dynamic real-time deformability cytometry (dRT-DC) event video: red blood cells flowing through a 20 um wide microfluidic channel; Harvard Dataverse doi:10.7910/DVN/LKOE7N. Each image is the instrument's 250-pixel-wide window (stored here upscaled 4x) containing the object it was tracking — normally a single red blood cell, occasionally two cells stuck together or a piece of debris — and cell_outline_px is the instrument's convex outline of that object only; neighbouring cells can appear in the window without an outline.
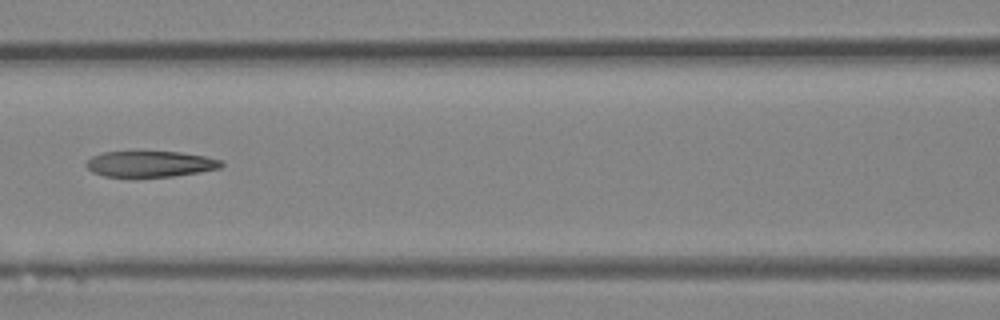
{"species": "Egyptian fruit bat (a non-hibernating species)", "species_latin": "Rousettus aegyptiacus", "temperature_condition": "room temperature", "stored_images_in_passage": 42, "camera_frame_rate_fps": 3000, "um_per_image_px": 0.085, "animal": {"sex": "female"}, "frame": {"image": 1, "passage_image": 19, "time_ms": 6.0, "image_size_px": [1000, 320], "cell_outline_px": [[224, 164], [220, 168], [200, 172], [172, 176], [104, 176], [92, 172], [84, 164], [92, 156], [104, 152], [180, 152], [204, 156], [224, 160]], "centroid_in_image_um": [12.8, 13.93], "position_along_channel_um": 153.8, "area_um2": 20.23}}
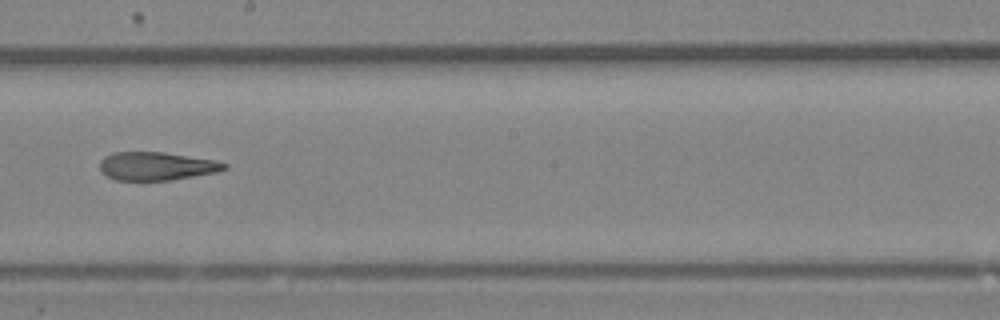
{"frame": {"image": 2, "passage_image": 24, "time_ms": 7.667, "image_size_px": [1000, 320], "cell_outline_px": [[228, 168], [216, 172], [168, 180], [116, 180], [108, 176], [100, 168], [100, 160], [104, 156], [116, 152], [164, 152], [216, 160], [228, 164]], "centroid_in_image_um": [13.32, 14.11], "position_along_channel_um": 234.9, "area_um2": 20.35}}